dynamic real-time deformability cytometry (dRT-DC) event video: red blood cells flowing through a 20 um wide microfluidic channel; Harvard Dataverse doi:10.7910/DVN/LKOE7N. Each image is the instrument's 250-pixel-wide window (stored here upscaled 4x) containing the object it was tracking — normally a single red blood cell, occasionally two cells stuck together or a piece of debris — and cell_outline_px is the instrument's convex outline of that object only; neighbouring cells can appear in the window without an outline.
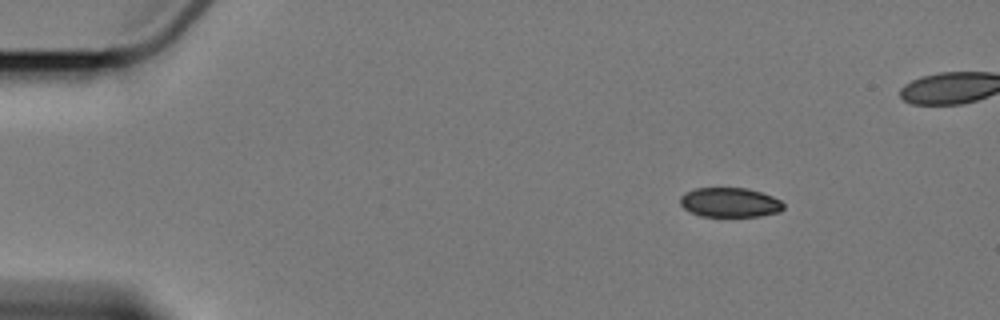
{"species": "Egyptian fruit bat (a non-hibernating species)", "species_latin": "Rousettus aegyptiacus", "temperature_condition": "cold", "stored_images_in_passage": 4, "camera_frame_rate_fps": 3000, "um_per_image_px": 0.085, "animal": {"sex": "female"}, "frame": {"image": 1, "passage_image": 1, "time_ms": 0.0, "image_size_px": [1000, 320], "cell_outline_px": [[784, 208], [780, 212], [760, 216], [700, 216], [688, 212], [680, 204], [680, 196], [684, 192], [696, 188], [748, 188], [772, 196], [780, 200], [784, 204]], "centroid_in_image_um": [62.02, 17.21], "position_along_channel_um": 23.0, "area_um2": 17.92}}
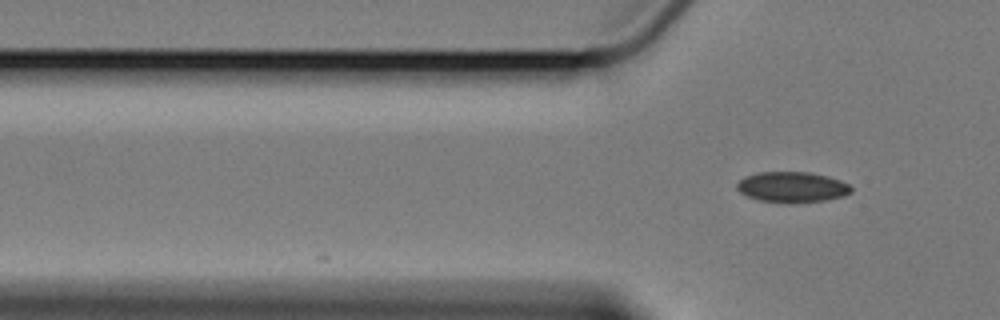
{"frame": {"image": 2, "passage_image": 4, "time_ms": 3.333, "image_size_px": [1000, 320], "cell_outline_px": [[852, 192], [844, 196], [824, 200], [796, 204], [760, 200], [748, 196], [740, 192], [736, 188], [736, 184], [744, 176], [760, 172], [808, 172], [828, 176], [840, 180], [848, 184], [852, 188]], "centroid_in_image_um": [67.34, 15.91], "position_along_channel_um": 58.5, "area_um2": 20.46}}